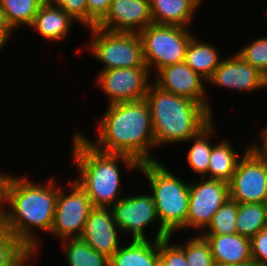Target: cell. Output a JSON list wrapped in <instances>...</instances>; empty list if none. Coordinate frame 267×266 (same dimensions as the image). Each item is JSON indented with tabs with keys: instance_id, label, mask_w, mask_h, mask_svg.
<instances>
[{
	"instance_id": "cell-31",
	"label": "cell",
	"mask_w": 267,
	"mask_h": 266,
	"mask_svg": "<svg viewBox=\"0 0 267 266\" xmlns=\"http://www.w3.org/2000/svg\"><path fill=\"white\" fill-rule=\"evenodd\" d=\"M172 237L170 235L168 238L159 240V260L155 266H188L184 251L172 242Z\"/></svg>"
},
{
	"instance_id": "cell-8",
	"label": "cell",
	"mask_w": 267,
	"mask_h": 266,
	"mask_svg": "<svg viewBox=\"0 0 267 266\" xmlns=\"http://www.w3.org/2000/svg\"><path fill=\"white\" fill-rule=\"evenodd\" d=\"M110 209L122 236L124 233L127 237L130 235V239L151 240L146 229L158 221L155 239L170 237L161 227L151 192L138 193L137 195L124 194Z\"/></svg>"
},
{
	"instance_id": "cell-11",
	"label": "cell",
	"mask_w": 267,
	"mask_h": 266,
	"mask_svg": "<svg viewBox=\"0 0 267 266\" xmlns=\"http://www.w3.org/2000/svg\"><path fill=\"white\" fill-rule=\"evenodd\" d=\"M230 199L228 183L222 180L201 178L190 182L186 230L202 233L210 224L215 212ZM201 231V232H200ZM200 232V233H199Z\"/></svg>"
},
{
	"instance_id": "cell-26",
	"label": "cell",
	"mask_w": 267,
	"mask_h": 266,
	"mask_svg": "<svg viewBox=\"0 0 267 266\" xmlns=\"http://www.w3.org/2000/svg\"><path fill=\"white\" fill-rule=\"evenodd\" d=\"M267 227L263 203H238L236 233L251 239Z\"/></svg>"
},
{
	"instance_id": "cell-18",
	"label": "cell",
	"mask_w": 267,
	"mask_h": 266,
	"mask_svg": "<svg viewBox=\"0 0 267 266\" xmlns=\"http://www.w3.org/2000/svg\"><path fill=\"white\" fill-rule=\"evenodd\" d=\"M201 236L209 243L215 263H253L251 239L238 233Z\"/></svg>"
},
{
	"instance_id": "cell-32",
	"label": "cell",
	"mask_w": 267,
	"mask_h": 266,
	"mask_svg": "<svg viewBox=\"0 0 267 266\" xmlns=\"http://www.w3.org/2000/svg\"><path fill=\"white\" fill-rule=\"evenodd\" d=\"M251 249L254 266H267V227L251 238Z\"/></svg>"
},
{
	"instance_id": "cell-23",
	"label": "cell",
	"mask_w": 267,
	"mask_h": 266,
	"mask_svg": "<svg viewBox=\"0 0 267 266\" xmlns=\"http://www.w3.org/2000/svg\"><path fill=\"white\" fill-rule=\"evenodd\" d=\"M238 152L229 139L223 138L212 146L209 159L208 179L229 182L233 176L238 161Z\"/></svg>"
},
{
	"instance_id": "cell-20",
	"label": "cell",
	"mask_w": 267,
	"mask_h": 266,
	"mask_svg": "<svg viewBox=\"0 0 267 266\" xmlns=\"http://www.w3.org/2000/svg\"><path fill=\"white\" fill-rule=\"evenodd\" d=\"M152 239L123 242L110 258L109 266H155L159 260V240Z\"/></svg>"
},
{
	"instance_id": "cell-10",
	"label": "cell",
	"mask_w": 267,
	"mask_h": 266,
	"mask_svg": "<svg viewBox=\"0 0 267 266\" xmlns=\"http://www.w3.org/2000/svg\"><path fill=\"white\" fill-rule=\"evenodd\" d=\"M250 142L239 153L240 160L228 182L230 199L237 203H263L267 198V161Z\"/></svg>"
},
{
	"instance_id": "cell-9",
	"label": "cell",
	"mask_w": 267,
	"mask_h": 266,
	"mask_svg": "<svg viewBox=\"0 0 267 266\" xmlns=\"http://www.w3.org/2000/svg\"><path fill=\"white\" fill-rule=\"evenodd\" d=\"M67 188L58 186L54 222L50 235L56 240L80 238L85 223L94 208L85 190L72 179ZM69 190V191H68Z\"/></svg>"
},
{
	"instance_id": "cell-12",
	"label": "cell",
	"mask_w": 267,
	"mask_h": 266,
	"mask_svg": "<svg viewBox=\"0 0 267 266\" xmlns=\"http://www.w3.org/2000/svg\"><path fill=\"white\" fill-rule=\"evenodd\" d=\"M96 76L94 83L108 98V105L144 99L152 82L148 67L109 69Z\"/></svg>"
},
{
	"instance_id": "cell-13",
	"label": "cell",
	"mask_w": 267,
	"mask_h": 266,
	"mask_svg": "<svg viewBox=\"0 0 267 266\" xmlns=\"http://www.w3.org/2000/svg\"><path fill=\"white\" fill-rule=\"evenodd\" d=\"M153 82L160 88L177 96L191 99L202 104L212 115V103L209 102L206 88L207 80L194 72L184 61L167 65L153 74ZM211 104V105H210Z\"/></svg>"
},
{
	"instance_id": "cell-6",
	"label": "cell",
	"mask_w": 267,
	"mask_h": 266,
	"mask_svg": "<svg viewBox=\"0 0 267 266\" xmlns=\"http://www.w3.org/2000/svg\"><path fill=\"white\" fill-rule=\"evenodd\" d=\"M84 30L90 34L84 49L102 63L99 71L147 67L139 33L112 32L97 26Z\"/></svg>"
},
{
	"instance_id": "cell-22",
	"label": "cell",
	"mask_w": 267,
	"mask_h": 266,
	"mask_svg": "<svg viewBox=\"0 0 267 266\" xmlns=\"http://www.w3.org/2000/svg\"><path fill=\"white\" fill-rule=\"evenodd\" d=\"M213 119L186 143H192L187 151L186 166L192 169L200 178H208L209 159L211 156L212 138L217 135ZM216 132V133H215Z\"/></svg>"
},
{
	"instance_id": "cell-17",
	"label": "cell",
	"mask_w": 267,
	"mask_h": 266,
	"mask_svg": "<svg viewBox=\"0 0 267 266\" xmlns=\"http://www.w3.org/2000/svg\"><path fill=\"white\" fill-rule=\"evenodd\" d=\"M75 22L60 6L42 3L29 28L46 41L60 43L68 38Z\"/></svg>"
},
{
	"instance_id": "cell-14",
	"label": "cell",
	"mask_w": 267,
	"mask_h": 266,
	"mask_svg": "<svg viewBox=\"0 0 267 266\" xmlns=\"http://www.w3.org/2000/svg\"><path fill=\"white\" fill-rule=\"evenodd\" d=\"M207 84L239 92L266 90L267 77L256 67L244 61L237 53L224 58L207 80Z\"/></svg>"
},
{
	"instance_id": "cell-40",
	"label": "cell",
	"mask_w": 267,
	"mask_h": 266,
	"mask_svg": "<svg viewBox=\"0 0 267 266\" xmlns=\"http://www.w3.org/2000/svg\"><path fill=\"white\" fill-rule=\"evenodd\" d=\"M5 46L0 42V52L3 51Z\"/></svg>"
},
{
	"instance_id": "cell-24",
	"label": "cell",
	"mask_w": 267,
	"mask_h": 266,
	"mask_svg": "<svg viewBox=\"0 0 267 266\" xmlns=\"http://www.w3.org/2000/svg\"><path fill=\"white\" fill-rule=\"evenodd\" d=\"M61 242L67 266H109L110 259L93 250L81 238H68Z\"/></svg>"
},
{
	"instance_id": "cell-37",
	"label": "cell",
	"mask_w": 267,
	"mask_h": 266,
	"mask_svg": "<svg viewBox=\"0 0 267 266\" xmlns=\"http://www.w3.org/2000/svg\"><path fill=\"white\" fill-rule=\"evenodd\" d=\"M42 2L52 6H60L64 0H42Z\"/></svg>"
},
{
	"instance_id": "cell-36",
	"label": "cell",
	"mask_w": 267,
	"mask_h": 266,
	"mask_svg": "<svg viewBox=\"0 0 267 266\" xmlns=\"http://www.w3.org/2000/svg\"><path fill=\"white\" fill-rule=\"evenodd\" d=\"M260 139L258 142L255 140H252V145L255 147V149L266 159L267 161V126L262 128L260 130ZM255 141V142H254ZM261 141V144H260Z\"/></svg>"
},
{
	"instance_id": "cell-16",
	"label": "cell",
	"mask_w": 267,
	"mask_h": 266,
	"mask_svg": "<svg viewBox=\"0 0 267 266\" xmlns=\"http://www.w3.org/2000/svg\"><path fill=\"white\" fill-rule=\"evenodd\" d=\"M110 208L94 207L85 223L81 239L93 250L111 258L123 242ZM120 237V238H119Z\"/></svg>"
},
{
	"instance_id": "cell-34",
	"label": "cell",
	"mask_w": 267,
	"mask_h": 266,
	"mask_svg": "<svg viewBox=\"0 0 267 266\" xmlns=\"http://www.w3.org/2000/svg\"><path fill=\"white\" fill-rule=\"evenodd\" d=\"M112 0H87L88 28L95 27L107 14Z\"/></svg>"
},
{
	"instance_id": "cell-35",
	"label": "cell",
	"mask_w": 267,
	"mask_h": 266,
	"mask_svg": "<svg viewBox=\"0 0 267 266\" xmlns=\"http://www.w3.org/2000/svg\"><path fill=\"white\" fill-rule=\"evenodd\" d=\"M14 34V30L11 26L7 23L5 18V14L3 13L2 9L0 8V42L7 46V42L10 40L11 35ZM9 39V40H8Z\"/></svg>"
},
{
	"instance_id": "cell-19",
	"label": "cell",
	"mask_w": 267,
	"mask_h": 266,
	"mask_svg": "<svg viewBox=\"0 0 267 266\" xmlns=\"http://www.w3.org/2000/svg\"><path fill=\"white\" fill-rule=\"evenodd\" d=\"M152 21L156 24L190 27L204 0H149Z\"/></svg>"
},
{
	"instance_id": "cell-7",
	"label": "cell",
	"mask_w": 267,
	"mask_h": 266,
	"mask_svg": "<svg viewBox=\"0 0 267 266\" xmlns=\"http://www.w3.org/2000/svg\"><path fill=\"white\" fill-rule=\"evenodd\" d=\"M190 29L152 23L139 32L145 65L152 76L167 65L184 61L187 45L194 35Z\"/></svg>"
},
{
	"instance_id": "cell-21",
	"label": "cell",
	"mask_w": 267,
	"mask_h": 266,
	"mask_svg": "<svg viewBox=\"0 0 267 266\" xmlns=\"http://www.w3.org/2000/svg\"><path fill=\"white\" fill-rule=\"evenodd\" d=\"M219 51L215 44L202 41L194 34L187 45L184 62L208 80L223 59Z\"/></svg>"
},
{
	"instance_id": "cell-2",
	"label": "cell",
	"mask_w": 267,
	"mask_h": 266,
	"mask_svg": "<svg viewBox=\"0 0 267 266\" xmlns=\"http://www.w3.org/2000/svg\"><path fill=\"white\" fill-rule=\"evenodd\" d=\"M97 121L95 141L77 130L98 151L125 154L139 163L160 161L155 146L151 112L144 99L110 104Z\"/></svg>"
},
{
	"instance_id": "cell-1",
	"label": "cell",
	"mask_w": 267,
	"mask_h": 266,
	"mask_svg": "<svg viewBox=\"0 0 267 266\" xmlns=\"http://www.w3.org/2000/svg\"><path fill=\"white\" fill-rule=\"evenodd\" d=\"M47 178V182L39 183L28 176L3 172L0 178V226L16 237L34 259L40 255L43 240L38 232L50 234L58 198L60 184L56 176Z\"/></svg>"
},
{
	"instance_id": "cell-3",
	"label": "cell",
	"mask_w": 267,
	"mask_h": 266,
	"mask_svg": "<svg viewBox=\"0 0 267 266\" xmlns=\"http://www.w3.org/2000/svg\"><path fill=\"white\" fill-rule=\"evenodd\" d=\"M69 153L79 173L75 180L85 190L94 207L111 208L124 195L121 194L122 173L139 170L140 163L125 154L104 153L95 149L76 130ZM122 163L124 167L119 168Z\"/></svg>"
},
{
	"instance_id": "cell-15",
	"label": "cell",
	"mask_w": 267,
	"mask_h": 266,
	"mask_svg": "<svg viewBox=\"0 0 267 266\" xmlns=\"http://www.w3.org/2000/svg\"><path fill=\"white\" fill-rule=\"evenodd\" d=\"M152 23L149 0H112L96 26L112 32L139 33Z\"/></svg>"
},
{
	"instance_id": "cell-30",
	"label": "cell",
	"mask_w": 267,
	"mask_h": 266,
	"mask_svg": "<svg viewBox=\"0 0 267 266\" xmlns=\"http://www.w3.org/2000/svg\"><path fill=\"white\" fill-rule=\"evenodd\" d=\"M246 43L237 54L267 77V36Z\"/></svg>"
},
{
	"instance_id": "cell-27",
	"label": "cell",
	"mask_w": 267,
	"mask_h": 266,
	"mask_svg": "<svg viewBox=\"0 0 267 266\" xmlns=\"http://www.w3.org/2000/svg\"><path fill=\"white\" fill-rule=\"evenodd\" d=\"M32 253L10 232L0 226V266H28ZM32 261V262H29Z\"/></svg>"
},
{
	"instance_id": "cell-4",
	"label": "cell",
	"mask_w": 267,
	"mask_h": 266,
	"mask_svg": "<svg viewBox=\"0 0 267 266\" xmlns=\"http://www.w3.org/2000/svg\"><path fill=\"white\" fill-rule=\"evenodd\" d=\"M145 100L151 112L156 148L188 141L213 119L202 104L166 91L153 81Z\"/></svg>"
},
{
	"instance_id": "cell-29",
	"label": "cell",
	"mask_w": 267,
	"mask_h": 266,
	"mask_svg": "<svg viewBox=\"0 0 267 266\" xmlns=\"http://www.w3.org/2000/svg\"><path fill=\"white\" fill-rule=\"evenodd\" d=\"M187 240L184 243H175L184 251L188 266L215 265L210 245L203 236L196 234L193 237H188Z\"/></svg>"
},
{
	"instance_id": "cell-25",
	"label": "cell",
	"mask_w": 267,
	"mask_h": 266,
	"mask_svg": "<svg viewBox=\"0 0 267 266\" xmlns=\"http://www.w3.org/2000/svg\"><path fill=\"white\" fill-rule=\"evenodd\" d=\"M42 0H0L7 23L15 29L29 27L38 13Z\"/></svg>"
},
{
	"instance_id": "cell-38",
	"label": "cell",
	"mask_w": 267,
	"mask_h": 266,
	"mask_svg": "<svg viewBox=\"0 0 267 266\" xmlns=\"http://www.w3.org/2000/svg\"><path fill=\"white\" fill-rule=\"evenodd\" d=\"M214 266H254L253 263H237V264H220L215 263Z\"/></svg>"
},
{
	"instance_id": "cell-5",
	"label": "cell",
	"mask_w": 267,
	"mask_h": 266,
	"mask_svg": "<svg viewBox=\"0 0 267 266\" xmlns=\"http://www.w3.org/2000/svg\"><path fill=\"white\" fill-rule=\"evenodd\" d=\"M169 169L160 160L140 163L138 172L149 183L161 227L174 235L186 229L190 183Z\"/></svg>"
},
{
	"instance_id": "cell-39",
	"label": "cell",
	"mask_w": 267,
	"mask_h": 266,
	"mask_svg": "<svg viewBox=\"0 0 267 266\" xmlns=\"http://www.w3.org/2000/svg\"><path fill=\"white\" fill-rule=\"evenodd\" d=\"M263 205H264L266 224H267V198L263 201Z\"/></svg>"
},
{
	"instance_id": "cell-33",
	"label": "cell",
	"mask_w": 267,
	"mask_h": 266,
	"mask_svg": "<svg viewBox=\"0 0 267 266\" xmlns=\"http://www.w3.org/2000/svg\"><path fill=\"white\" fill-rule=\"evenodd\" d=\"M60 7L78 22V25L88 29L87 0H64Z\"/></svg>"
},
{
	"instance_id": "cell-28",
	"label": "cell",
	"mask_w": 267,
	"mask_h": 266,
	"mask_svg": "<svg viewBox=\"0 0 267 266\" xmlns=\"http://www.w3.org/2000/svg\"><path fill=\"white\" fill-rule=\"evenodd\" d=\"M238 203L228 199L213 215L208 227L200 235H225L236 233Z\"/></svg>"
}]
</instances>
